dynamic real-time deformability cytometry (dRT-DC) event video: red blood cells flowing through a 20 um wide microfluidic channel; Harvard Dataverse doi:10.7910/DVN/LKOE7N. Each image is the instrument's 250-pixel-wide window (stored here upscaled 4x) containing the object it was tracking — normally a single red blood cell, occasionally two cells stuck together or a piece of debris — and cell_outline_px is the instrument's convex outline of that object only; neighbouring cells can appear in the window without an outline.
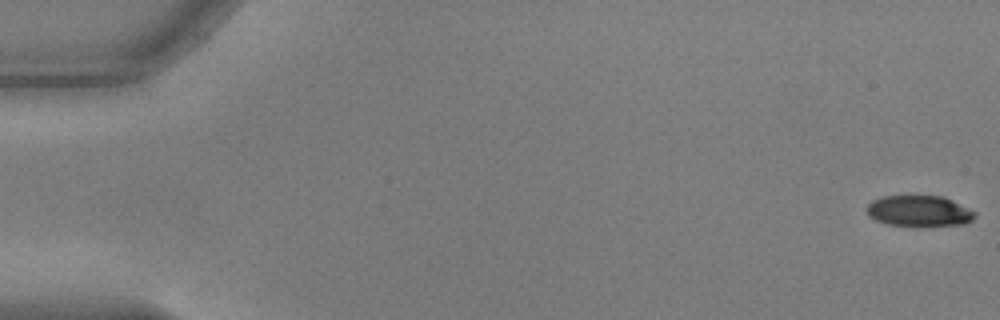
{"species": "common noctule bat (a hibernating species)", "species_latin": "Nyctalus noctula", "temperature_condition": "warm", "stored_images_in_passage": 8, "camera_frame_rate_fps": 3000, "um_per_image_px": 0.085, "animal": {"sex": "male", "body_mass_g": 17.9, "forearm_length_mm": 54.2}, "frame": {"image": 1, "passage_image": 1, "time_ms": 0.0, "image_size_px": [1000, 320], "cell_outline_px": [[976, 216], [972, 220], [964, 224], [888, 224], [876, 220], [868, 216], [864, 208], [872, 200], [880, 196], [944, 196], [976, 212]], "centroid_in_image_um": [78.08, 17.89], "position_along_channel_um": 6.9, "area_um2": 19.07}}